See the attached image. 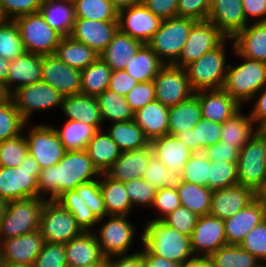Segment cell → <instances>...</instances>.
<instances>
[{
  "label": "cell",
  "instance_id": "obj_42",
  "mask_svg": "<svg viewBox=\"0 0 266 267\" xmlns=\"http://www.w3.org/2000/svg\"><path fill=\"white\" fill-rule=\"evenodd\" d=\"M240 110L221 124L220 141L228 145H237L241 149L255 134L253 120L240 114Z\"/></svg>",
  "mask_w": 266,
  "mask_h": 267
},
{
  "label": "cell",
  "instance_id": "obj_25",
  "mask_svg": "<svg viewBox=\"0 0 266 267\" xmlns=\"http://www.w3.org/2000/svg\"><path fill=\"white\" fill-rule=\"evenodd\" d=\"M194 95L198 98L202 118L209 121L222 124L241 109V105L223 88L200 90Z\"/></svg>",
  "mask_w": 266,
  "mask_h": 267
},
{
  "label": "cell",
  "instance_id": "obj_15",
  "mask_svg": "<svg viewBox=\"0 0 266 267\" xmlns=\"http://www.w3.org/2000/svg\"><path fill=\"white\" fill-rule=\"evenodd\" d=\"M110 219L104 223L95 236L103 255L115 257L126 255L132 243L135 231L126 216L110 215Z\"/></svg>",
  "mask_w": 266,
  "mask_h": 267
},
{
  "label": "cell",
  "instance_id": "obj_50",
  "mask_svg": "<svg viewBox=\"0 0 266 267\" xmlns=\"http://www.w3.org/2000/svg\"><path fill=\"white\" fill-rule=\"evenodd\" d=\"M207 178V187L212 191L237 185V162L210 161Z\"/></svg>",
  "mask_w": 266,
  "mask_h": 267
},
{
  "label": "cell",
  "instance_id": "obj_46",
  "mask_svg": "<svg viewBox=\"0 0 266 267\" xmlns=\"http://www.w3.org/2000/svg\"><path fill=\"white\" fill-rule=\"evenodd\" d=\"M213 267H259L263 263L240 245H225L208 257Z\"/></svg>",
  "mask_w": 266,
  "mask_h": 267
},
{
  "label": "cell",
  "instance_id": "obj_13",
  "mask_svg": "<svg viewBox=\"0 0 266 267\" xmlns=\"http://www.w3.org/2000/svg\"><path fill=\"white\" fill-rule=\"evenodd\" d=\"M63 98L57 90L43 81L21 87L12 93L15 107L26 122L36 110H48L61 106Z\"/></svg>",
  "mask_w": 266,
  "mask_h": 267
},
{
  "label": "cell",
  "instance_id": "obj_14",
  "mask_svg": "<svg viewBox=\"0 0 266 267\" xmlns=\"http://www.w3.org/2000/svg\"><path fill=\"white\" fill-rule=\"evenodd\" d=\"M25 139L28 153L38 162L41 169L57 164L66 152L59 134L49 125L33 126Z\"/></svg>",
  "mask_w": 266,
  "mask_h": 267
},
{
  "label": "cell",
  "instance_id": "obj_8",
  "mask_svg": "<svg viewBox=\"0 0 266 267\" xmlns=\"http://www.w3.org/2000/svg\"><path fill=\"white\" fill-rule=\"evenodd\" d=\"M14 22L25 52L43 56L55 54L63 36L46 23L40 12L19 16Z\"/></svg>",
  "mask_w": 266,
  "mask_h": 267
},
{
  "label": "cell",
  "instance_id": "obj_49",
  "mask_svg": "<svg viewBox=\"0 0 266 267\" xmlns=\"http://www.w3.org/2000/svg\"><path fill=\"white\" fill-rule=\"evenodd\" d=\"M142 178L156 189H177L182 183L181 173L167 169L154 154L150 157Z\"/></svg>",
  "mask_w": 266,
  "mask_h": 267
},
{
  "label": "cell",
  "instance_id": "obj_35",
  "mask_svg": "<svg viewBox=\"0 0 266 267\" xmlns=\"http://www.w3.org/2000/svg\"><path fill=\"white\" fill-rule=\"evenodd\" d=\"M164 65L156 53L147 44H143L134 58L126 62L124 71L138 83L149 82L154 80Z\"/></svg>",
  "mask_w": 266,
  "mask_h": 267
},
{
  "label": "cell",
  "instance_id": "obj_34",
  "mask_svg": "<svg viewBox=\"0 0 266 267\" xmlns=\"http://www.w3.org/2000/svg\"><path fill=\"white\" fill-rule=\"evenodd\" d=\"M39 12L46 23L63 37L70 35L75 22L74 3L43 0Z\"/></svg>",
  "mask_w": 266,
  "mask_h": 267
},
{
  "label": "cell",
  "instance_id": "obj_71",
  "mask_svg": "<svg viewBox=\"0 0 266 267\" xmlns=\"http://www.w3.org/2000/svg\"><path fill=\"white\" fill-rule=\"evenodd\" d=\"M113 6L119 11L126 7H131L143 2V0H109Z\"/></svg>",
  "mask_w": 266,
  "mask_h": 267
},
{
  "label": "cell",
  "instance_id": "obj_65",
  "mask_svg": "<svg viewBox=\"0 0 266 267\" xmlns=\"http://www.w3.org/2000/svg\"><path fill=\"white\" fill-rule=\"evenodd\" d=\"M142 3L161 20L178 16V0H143Z\"/></svg>",
  "mask_w": 266,
  "mask_h": 267
},
{
  "label": "cell",
  "instance_id": "obj_63",
  "mask_svg": "<svg viewBox=\"0 0 266 267\" xmlns=\"http://www.w3.org/2000/svg\"><path fill=\"white\" fill-rule=\"evenodd\" d=\"M211 0H178V17L207 20Z\"/></svg>",
  "mask_w": 266,
  "mask_h": 267
},
{
  "label": "cell",
  "instance_id": "obj_53",
  "mask_svg": "<svg viewBox=\"0 0 266 267\" xmlns=\"http://www.w3.org/2000/svg\"><path fill=\"white\" fill-rule=\"evenodd\" d=\"M28 155V145L25 136L0 142V167H18Z\"/></svg>",
  "mask_w": 266,
  "mask_h": 267
},
{
  "label": "cell",
  "instance_id": "obj_21",
  "mask_svg": "<svg viewBox=\"0 0 266 267\" xmlns=\"http://www.w3.org/2000/svg\"><path fill=\"white\" fill-rule=\"evenodd\" d=\"M257 198V193L250 187L234 185L212 193L209 215L225 220L248 206Z\"/></svg>",
  "mask_w": 266,
  "mask_h": 267
},
{
  "label": "cell",
  "instance_id": "obj_76",
  "mask_svg": "<svg viewBox=\"0 0 266 267\" xmlns=\"http://www.w3.org/2000/svg\"><path fill=\"white\" fill-rule=\"evenodd\" d=\"M257 197L266 204V180L264 186L258 191Z\"/></svg>",
  "mask_w": 266,
  "mask_h": 267
},
{
  "label": "cell",
  "instance_id": "obj_38",
  "mask_svg": "<svg viewBox=\"0 0 266 267\" xmlns=\"http://www.w3.org/2000/svg\"><path fill=\"white\" fill-rule=\"evenodd\" d=\"M202 119L198 98L192 95L186 101L169 107L168 134L175 136L179 132L192 129Z\"/></svg>",
  "mask_w": 266,
  "mask_h": 267
},
{
  "label": "cell",
  "instance_id": "obj_79",
  "mask_svg": "<svg viewBox=\"0 0 266 267\" xmlns=\"http://www.w3.org/2000/svg\"><path fill=\"white\" fill-rule=\"evenodd\" d=\"M3 267H33V266H20V265H13V264L4 263Z\"/></svg>",
  "mask_w": 266,
  "mask_h": 267
},
{
  "label": "cell",
  "instance_id": "obj_32",
  "mask_svg": "<svg viewBox=\"0 0 266 267\" xmlns=\"http://www.w3.org/2000/svg\"><path fill=\"white\" fill-rule=\"evenodd\" d=\"M61 108L69 120H79L88 125H101V111L94 96L76 94L65 96Z\"/></svg>",
  "mask_w": 266,
  "mask_h": 267
},
{
  "label": "cell",
  "instance_id": "obj_1",
  "mask_svg": "<svg viewBox=\"0 0 266 267\" xmlns=\"http://www.w3.org/2000/svg\"><path fill=\"white\" fill-rule=\"evenodd\" d=\"M99 176L86 150L66 151L63 158L47 168L41 169L38 178V197L50 193L47 200L54 201L62 193L74 190L80 184L88 183ZM93 176V177H92Z\"/></svg>",
  "mask_w": 266,
  "mask_h": 267
},
{
  "label": "cell",
  "instance_id": "obj_2",
  "mask_svg": "<svg viewBox=\"0 0 266 267\" xmlns=\"http://www.w3.org/2000/svg\"><path fill=\"white\" fill-rule=\"evenodd\" d=\"M142 241L144 248L153 255L173 262L184 265L197 258L191 247V237L169 227L162 220L148 222L142 234Z\"/></svg>",
  "mask_w": 266,
  "mask_h": 267
},
{
  "label": "cell",
  "instance_id": "obj_19",
  "mask_svg": "<svg viewBox=\"0 0 266 267\" xmlns=\"http://www.w3.org/2000/svg\"><path fill=\"white\" fill-rule=\"evenodd\" d=\"M44 243L39 229L12 239L0 240L3 262L20 266H33Z\"/></svg>",
  "mask_w": 266,
  "mask_h": 267
},
{
  "label": "cell",
  "instance_id": "obj_9",
  "mask_svg": "<svg viewBox=\"0 0 266 267\" xmlns=\"http://www.w3.org/2000/svg\"><path fill=\"white\" fill-rule=\"evenodd\" d=\"M39 230L45 242L59 244H66L83 232L74 216L55 200L45 201Z\"/></svg>",
  "mask_w": 266,
  "mask_h": 267
},
{
  "label": "cell",
  "instance_id": "obj_51",
  "mask_svg": "<svg viewBox=\"0 0 266 267\" xmlns=\"http://www.w3.org/2000/svg\"><path fill=\"white\" fill-rule=\"evenodd\" d=\"M24 52L20 32L14 20L0 24V56L12 61Z\"/></svg>",
  "mask_w": 266,
  "mask_h": 267
},
{
  "label": "cell",
  "instance_id": "obj_43",
  "mask_svg": "<svg viewBox=\"0 0 266 267\" xmlns=\"http://www.w3.org/2000/svg\"><path fill=\"white\" fill-rule=\"evenodd\" d=\"M111 68L99 57L87 68L81 70L80 94L98 96L109 87Z\"/></svg>",
  "mask_w": 266,
  "mask_h": 267
},
{
  "label": "cell",
  "instance_id": "obj_74",
  "mask_svg": "<svg viewBox=\"0 0 266 267\" xmlns=\"http://www.w3.org/2000/svg\"><path fill=\"white\" fill-rule=\"evenodd\" d=\"M11 100V91L8 89L7 85L3 81H0V104Z\"/></svg>",
  "mask_w": 266,
  "mask_h": 267
},
{
  "label": "cell",
  "instance_id": "obj_40",
  "mask_svg": "<svg viewBox=\"0 0 266 267\" xmlns=\"http://www.w3.org/2000/svg\"><path fill=\"white\" fill-rule=\"evenodd\" d=\"M101 125H88L79 120H68L62 129L55 128L66 151L86 150L89 141Z\"/></svg>",
  "mask_w": 266,
  "mask_h": 267
},
{
  "label": "cell",
  "instance_id": "obj_48",
  "mask_svg": "<svg viewBox=\"0 0 266 267\" xmlns=\"http://www.w3.org/2000/svg\"><path fill=\"white\" fill-rule=\"evenodd\" d=\"M75 18L118 21V10L109 0H76Z\"/></svg>",
  "mask_w": 266,
  "mask_h": 267
},
{
  "label": "cell",
  "instance_id": "obj_78",
  "mask_svg": "<svg viewBox=\"0 0 266 267\" xmlns=\"http://www.w3.org/2000/svg\"><path fill=\"white\" fill-rule=\"evenodd\" d=\"M6 21H7V18L5 17V15L2 12L1 4H0V24L4 23Z\"/></svg>",
  "mask_w": 266,
  "mask_h": 267
},
{
  "label": "cell",
  "instance_id": "obj_60",
  "mask_svg": "<svg viewBox=\"0 0 266 267\" xmlns=\"http://www.w3.org/2000/svg\"><path fill=\"white\" fill-rule=\"evenodd\" d=\"M133 113L156 100L155 87L153 81L138 83L126 96Z\"/></svg>",
  "mask_w": 266,
  "mask_h": 267
},
{
  "label": "cell",
  "instance_id": "obj_37",
  "mask_svg": "<svg viewBox=\"0 0 266 267\" xmlns=\"http://www.w3.org/2000/svg\"><path fill=\"white\" fill-rule=\"evenodd\" d=\"M55 55L65 64L80 71L99 58V54L95 50L70 36L62 37Z\"/></svg>",
  "mask_w": 266,
  "mask_h": 267
},
{
  "label": "cell",
  "instance_id": "obj_75",
  "mask_svg": "<svg viewBox=\"0 0 266 267\" xmlns=\"http://www.w3.org/2000/svg\"><path fill=\"white\" fill-rule=\"evenodd\" d=\"M255 135L262 141L263 150L266 156V133L261 128H256Z\"/></svg>",
  "mask_w": 266,
  "mask_h": 267
},
{
  "label": "cell",
  "instance_id": "obj_26",
  "mask_svg": "<svg viewBox=\"0 0 266 267\" xmlns=\"http://www.w3.org/2000/svg\"><path fill=\"white\" fill-rule=\"evenodd\" d=\"M152 155L151 144L141 149L123 151L105 174L120 182L141 179Z\"/></svg>",
  "mask_w": 266,
  "mask_h": 267
},
{
  "label": "cell",
  "instance_id": "obj_20",
  "mask_svg": "<svg viewBox=\"0 0 266 267\" xmlns=\"http://www.w3.org/2000/svg\"><path fill=\"white\" fill-rule=\"evenodd\" d=\"M119 30L118 21L75 18L70 37L100 54Z\"/></svg>",
  "mask_w": 266,
  "mask_h": 267
},
{
  "label": "cell",
  "instance_id": "obj_6",
  "mask_svg": "<svg viewBox=\"0 0 266 267\" xmlns=\"http://www.w3.org/2000/svg\"><path fill=\"white\" fill-rule=\"evenodd\" d=\"M224 43L184 67L194 92L223 88L228 68Z\"/></svg>",
  "mask_w": 266,
  "mask_h": 267
},
{
  "label": "cell",
  "instance_id": "obj_33",
  "mask_svg": "<svg viewBox=\"0 0 266 267\" xmlns=\"http://www.w3.org/2000/svg\"><path fill=\"white\" fill-rule=\"evenodd\" d=\"M175 136L194 153L203 152L205 148L220 142L221 124L202 118L194 128Z\"/></svg>",
  "mask_w": 266,
  "mask_h": 267
},
{
  "label": "cell",
  "instance_id": "obj_5",
  "mask_svg": "<svg viewBox=\"0 0 266 267\" xmlns=\"http://www.w3.org/2000/svg\"><path fill=\"white\" fill-rule=\"evenodd\" d=\"M46 198H27L7 202L0 222V240H8L39 229Z\"/></svg>",
  "mask_w": 266,
  "mask_h": 267
},
{
  "label": "cell",
  "instance_id": "obj_17",
  "mask_svg": "<svg viewBox=\"0 0 266 267\" xmlns=\"http://www.w3.org/2000/svg\"><path fill=\"white\" fill-rule=\"evenodd\" d=\"M41 81L57 90L63 97L80 94L81 71L62 62L55 54L44 55Z\"/></svg>",
  "mask_w": 266,
  "mask_h": 267
},
{
  "label": "cell",
  "instance_id": "obj_73",
  "mask_svg": "<svg viewBox=\"0 0 266 267\" xmlns=\"http://www.w3.org/2000/svg\"><path fill=\"white\" fill-rule=\"evenodd\" d=\"M9 66H10V61L0 56V81H3L5 84L10 69Z\"/></svg>",
  "mask_w": 266,
  "mask_h": 267
},
{
  "label": "cell",
  "instance_id": "obj_62",
  "mask_svg": "<svg viewBox=\"0 0 266 267\" xmlns=\"http://www.w3.org/2000/svg\"><path fill=\"white\" fill-rule=\"evenodd\" d=\"M180 205L181 203L177 189L166 187L157 189L152 206L159 210V212L162 213V216L153 220H163L168 214H170Z\"/></svg>",
  "mask_w": 266,
  "mask_h": 267
},
{
  "label": "cell",
  "instance_id": "obj_18",
  "mask_svg": "<svg viewBox=\"0 0 266 267\" xmlns=\"http://www.w3.org/2000/svg\"><path fill=\"white\" fill-rule=\"evenodd\" d=\"M227 245L223 220L211 215L199 216L191 235L193 253L198 258H208L222 246Z\"/></svg>",
  "mask_w": 266,
  "mask_h": 267
},
{
  "label": "cell",
  "instance_id": "obj_44",
  "mask_svg": "<svg viewBox=\"0 0 266 267\" xmlns=\"http://www.w3.org/2000/svg\"><path fill=\"white\" fill-rule=\"evenodd\" d=\"M177 192L182 206L198 216L209 215L213 191L208 187L182 181Z\"/></svg>",
  "mask_w": 266,
  "mask_h": 267
},
{
  "label": "cell",
  "instance_id": "obj_39",
  "mask_svg": "<svg viewBox=\"0 0 266 267\" xmlns=\"http://www.w3.org/2000/svg\"><path fill=\"white\" fill-rule=\"evenodd\" d=\"M100 175L105 177L100 181V188L107 215L127 216L133 207L125 183L113 180L105 173Z\"/></svg>",
  "mask_w": 266,
  "mask_h": 267
},
{
  "label": "cell",
  "instance_id": "obj_58",
  "mask_svg": "<svg viewBox=\"0 0 266 267\" xmlns=\"http://www.w3.org/2000/svg\"><path fill=\"white\" fill-rule=\"evenodd\" d=\"M240 246L258 260H266V218L244 237Z\"/></svg>",
  "mask_w": 266,
  "mask_h": 267
},
{
  "label": "cell",
  "instance_id": "obj_29",
  "mask_svg": "<svg viewBox=\"0 0 266 267\" xmlns=\"http://www.w3.org/2000/svg\"><path fill=\"white\" fill-rule=\"evenodd\" d=\"M168 117L169 107L154 100L136 111L133 121L143 130L145 137L151 142L168 134Z\"/></svg>",
  "mask_w": 266,
  "mask_h": 267
},
{
  "label": "cell",
  "instance_id": "obj_77",
  "mask_svg": "<svg viewBox=\"0 0 266 267\" xmlns=\"http://www.w3.org/2000/svg\"><path fill=\"white\" fill-rule=\"evenodd\" d=\"M7 202L5 200H3L2 198H0V222L3 218V214L6 208Z\"/></svg>",
  "mask_w": 266,
  "mask_h": 267
},
{
  "label": "cell",
  "instance_id": "obj_64",
  "mask_svg": "<svg viewBox=\"0 0 266 267\" xmlns=\"http://www.w3.org/2000/svg\"><path fill=\"white\" fill-rule=\"evenodd\" d=\"M240 149L237 145L224 144L222 141L207 147L203 150V154L210 161H228L237 162L239 158Z\"/></svg>",
  "mask_w": 266,
  "mask_h": 267
},
{
  "label": "cell",
  "instance_id": "obj_4",
  "mask_svg": "<svg viewBox=\"0 0 266 267\" xmlns=\"http://www.w3.org/2000/svg\"><path fill=\"white\" fill-rule=\"evenodd\" d=\"M41 168L28 153L18 167H0V198L6 202L38 197Z\"/></svg>",
  "mask_w": 266,
  "mask_h": 267
},
{
  "label": "cell",
  "instance_id": "obj_12",
  "mask_svg": "<svg viewBox=\"0 0 266 267\" xmlns=\"http://www.w3.org/2000/svg\"><path fill=\"white\" fill-rule=\"evenodd\" d=\"M226 39L209 20L196 21L192 25L181 55L173 65L184 68L206 52L218 47Z\"/></svg>",
  "mask_w": 266,
  "mask_h": 267
},
{
  "label": "cell",
  "instance_id": "obj_16",
  "mask_svg": "<svg viewBox=\"0 0 266 267\" xmlns=\"http://www.w3.org/2000/svg\"><path fill=\"white\" fill-rule=\"evenodd\" d=\"M161 19L143 3L118 11L119 30L147 44L160 27Z\"/></svg>",
  "mask_w": 266,
  "mask_h": 267
},
{
  "label": "cell",
  "instance_id": "obj_72",
  "mask_svg": "<svg viewBox=\"0 0 266 267\" xmlns=\"http://www.w3.org/2000/svg\"><path fill=\"white\" fill-rule=\"evenodd\" d=\"M183 267H213L208 258H195L192 261L186 262Z\"/></svg>",
  "mask_w": 266,
  "mask_h": 267
},
{
  "label": "cell",
  "instance_id": "obj_61",
  "mask_svg": "<svg viewBox=\"0 0 266 267\" xmlns=\"http://www.w3.org/2000/svg\"><path fill=\"white\" fill-rule=\"evenodd\" d=\"M42 2L43 0H0L2 12L7 20L39 12Z\"/></svg>",
  "mask_w": 266,
  "mask_h": 267
},
{
  "label": "cell",
  "instance_id": "obj_7",
  "mask_svg": "<svg viewBox=\"0 0 266 267\" xmlns=\"http://www.w3.org/2000/svg\"><path fill=\"white\" fill-rule=\"evenodd\" d=\"M195 22L193 19L178 16L162 20L159 29L147 45L164 64H174L181 55ZM163 57L168 58V61H164Z\"/></svg>",
  "mask_w": 266,
  "mask_h": 267
},
{
  "label": "cell",
  "instance_id": "obj_55",
  "mask_svg": "<svg viewBox=\"0 0 266 267\" xmlns=\"http://www.w3.org/2000/svg\"><path fill=\"white\" fill-rule=\"evenodd\" d=\"M84 203L91 209L95 217L101 222L107 215L100 188V179L80 184L74 189Z\"/></svg>",
  "mask_w": 266,
  "mask_h": 267
},
{
  "label": "cell",
  "instance_id": "obj_66",
  "mask_svg": "<svg viewBox=\"0 0 266 267\" xmlns=\"http://www.w3.org/2000/svg\"><path fill=\"white\" fill-rule=\"evenodd\" d=\"M137 84L138 82L127 72L116 70L111 73L108 89L125 97Z\"/></svg>",
  "mask_w": 266,
  "mask_h": 267
},
{
  "label": "cell",
  "instance_id": "obj_69",
  "mask_svg": "<svg viewBox=\"0 0 266 267\" xmlns=\"http://www.w3.org/2000/svg\"><path fill=\"white\" fill-rule=\"evenodd\" d=\"M260 97L256 101L255 107L253 111H251L250 116L253 122L258 123L259 126L256 128H260L266 122V86L259 93Z\"/></svg>",
  "mask_w": 266,
  "mask_h": 267
},
{
  "label": "cell",
  "instance_id": "obj_3",
  "mask_svg": "<svg viewBox=\"0 0 266 267\" xmlns=\"http://www.w3.org/2000/svg\"><path fill=\"white\" fill-rule=\"evenodd\" d=\"M236 54L245 62L236 67L228 65L223 89L241 105L266 86V62Z\"/></svg>",
  "mask_w": 266,
  "mask_h": 267
},
{
  "label": "cell",
  "instance_id": "obj_56",
  "mask_svg": "<svg viewBox=\"0 0 266 267\" xmlns=\"http://www.w3.org/2000/svg\"><path fill=\"white\" fill-rule=\"evenodd\" d=\"M124 183L126 193L131 200L132 207H134L135 204L141 206L143 205V207L153 205L157 190L153 185L149 184L143 178L132 179Z\"/></svg>",
  "mask_w": 266,
  "mask_h": 267
},
{
  "label": "cell",
  "instance_id": "obj_23",
  "mask_svg": "<svg viewBox=\"0 0 266 267\" xmlns=\"http://www.w3.org/2000/svg\"><path fill=\"white\" fill-rule=\"evenodd\" d=\"M265 218V204L257 197L235 215L223 220L227 244L240 245L244 237Z\"/></svg>",
  "mask_w": 266,
  "mask_h": 267
},
{
  "label": "cell",
  "instance_id": "obj_22",
  "mask_svg": "<svg viewBox=\"0 0 266 267\" xmlns=\"http://www.w3.org/2000/svg\"><path fill=\"white\" fill-rule=\"evenodd\" d=\"M207 20L228 39L247 26L242 0H211Z\"/></svg>",
  "mask_w": 266,
  "mask_h": 267
},
{
  "label": "cell",
  "instance_id": "obj_31",
  "mask_svg": "<svg viewBox=\"0 0 266 267\" xmlns=\"http://www.w3.org/2000/svg\"><path fill=\"white\" fill-rule=\"evenodd\" d=\"M142 45L141 41L118 30L113 40L99 54V57L112 71L124 70L126 62L134 58V55Z\"/></svg>",
  "mask_w": 266,
  "mask_h": 267
},
{
  "label": "cell",
  "instance_id": "obj_68",
  "mask_svg": "<svg viewBox=\"0 0 266 267\" xmlns=\"http://www.w3.org/2000/svg\"><path fill=\"white\" fill-rule=\"evenodd\" d=\"M243 11L248 21L249 17H260L263 19L257 20V22H266V0H242Z\"/></svg>",
  "mask_w": 266,
  "mask_h": 267
},
{
  "label": "cell",
  "instance_id": "obj_70",
  "mask_svg": "<svg viewBox=\"0 0 266 267\" xmlns=\"http://www.w3.org/2000/svg\"><path fill=\"white\" fill-rule=\"evenodd\" d=\"M141 253L144 255L145 267H183V264L167 260L163 257L153 255L147 248Z\"/></svg>",
  "mask_w": 266,
  "mask_h": 267
},
{
  "label": "cell",
  "instance_id": "obj_59",
  "mask_svg": "<svg viewBox=\"0 0 266 267\" xmlns=\"http://www.w3.org/2000/svg\"><path fill=\"white\" fill-rule=\"evenodd\" d=\"M33 267H68L64 244L45 242Z\"/></svg>",
  "mask_w": 266,
  "mask_h": 267
},
{
  "label": "cell",
  "instance_id": "obj_28",
  "mask_svg": "<svg viewBox=\"0 0 266 267\" xmlns=\"http://www.w3.org/2000/svg\"><path fill=\"white\" fill-rule=\"evenodd\" d=\"M153 154L167 169L181 173L184 165L194 153L176 136L163 135L150 142Z\"/></svg>",
  "mask_w": 266,
  "mask_h": 267
},
{
  "label": "cell",
  "instance_id": "obj_52",
  "mask_svg": "<svg viewBox=\"0 0 266 267\" xmlns=\"http://www.w3.org/2000/svg\"><path fill=\"white\" fill-rule=\"evenodd\" d=\"M28 126L13 100L0 104V142L21 135L22 128Z\"/></svg>",
  "mask_w": 266,
  "mask_h": 267
},
{
  "label": "cell",
  "instance_id": "obj_36",
  "mask_svg": "<svg viewBox=\"0 0 266 267\" xmlns=\"http://www.w3.org/2000/svg\"><path fill=\"white\" fill-rule=\"evenodd\" d=\"M86 152L99 173H105L119 158L121 150L110 135L102 134L101 129L89 141Z\"/></svg>",
  "mask_w": 266,
  "mask_h": 267
},
{
  "label": "cell",
  "instance_id": "obj_80",
  "mask_svg": "<svg viewBox=\"0 0 266 267\" xmlns=\"http://www.w3.org/2000/svg\"><path fill=\"white\" fill-rule=\"evenodd\" d=\"M3 257H2V253H1V249H0V267H3Z\"/></svg>",
  "mask_w": 266,
  "mask_h": 267
},
{
  "label": "cell",
  "instance_id": "obj_54",
  "mask_svg": "<svg viewBox=\"0 0 266 267\" xmlns=\"http://www.w3.org/2000/svg\"><path fill=\"white\" fill-rule=\"evenodd\" d=\"M210 160L202 153L195 152L184 165L182 181L207 187Z\"/></svg>",
  "mask_w": 266,
  "mask_h": 267
},
{
  "label": "cell",
  "instance_id": "obj_30",
  "mask_svg": "<svg viewBox=\"0 0 266 267\" xmlns=\"http://www.w3.org/2000/svg\"><path fill=\"white\" fill-rule=\"evenodd\" d=\"M232 39L235 51L242 57L266 62V22L247 25Z\"/></svg>",
  "mask_w": 266,
  "mask_h": 267
},
{
  "label": "cell",
  "instance_id": "obj_11",
  "mask_svg": "<svg viewBox=\"0 0 266 267\" xmlns=\"http://www.w3.org/2000/svg\"><path fill=\"white\" fill-rule=\"evenodd\" d=\"M156 100L171 107L194 95L184 68L165 64L154 78Z\"/></svg>",
  "mask_w": 266,
  "mask_h": 267
},
{
  "label": "cell",
  "instance_id": "obj_57",
  "mask_svg": "<svg viewBox=\"0 0 266 267\" xmlns=\"http://www.w3.org/2000/svg\"><path fill=\"white\" fill-rule=\"evenodd\" d=\"M198 218L199 216L196 213L180 205L162 221L178 232L191 237Z\"/></svg>",
  "mask_w": 266,
  "mask_h": 267
},
{
  "label": "cell",
  "instance_id": "obj_27",
  "mask_svg": "<svg viewBox=\"0 0 266 267\" xmlns=\"http://www.w3.org/2000/svg\"><path fill=\"white\" fill-rule=\"evenodd\" d=\"M43 55L24 52L10 61V69L6 80L8 89L15 90L41 81ZM16 83L12 89L11 84Z\"/></svg>",
  "mask_w": 266,
  "mask_h": 267
},
{
  "label": "cell",
  "instance_id": "obj_41",
  "mask_svg": "<svg viewBox=\"0 0 266 267\" xmlns=\"http://www.w3.org/2000/svg\"><path fill=\"white\" fill-rule=\"evenodd\" d=\"M108 134L122 152L141 149L150 144L143 130L133 120L114 122Z\"/></svg>",
  "mask_w": 266,
  "mask_h": 267
},
{
  "label": "cell",
  "instance_id": "obj_67",
  "mask_svg": "<svg viewBox=\"0 0 266 267\" xmlns=\"http://www.w3.org/2000/svg\"><path fill=\"white\" fill-rule=\"evenodd\" d=\"M117 260H113L112 256L106 258L105 267H145L144 255L137 252L131 255H119Z\"/></svg>",
  "mask_w": 266,
  "mask_h": 267
},
{
  "label": "cell",
  "instance_id": "obj_47",
  "mask_svg": "<svg viewBox=\"0 0 266 267\" xmlns=\"http://www.w3.org/2000/svg\"><path fill=\"white\" fill-rule=\"evenodd\" d=\"M55 201L74 216L83 232H89V228L99 221L75 190L65 191Z\"/></svg>",
  "mask_w": 266,
  "mask_h": 267
},
{
  "label": "cell",
  "instance_id": "obj_45",
  "mask_svg": "<svg viewBox=\"0 0 266 267\" xmlns=\"http://www.w3.org/2000/svg\"><path fill=\"white\" fill-rule=\"evenodd\" d=\"M96 99L101 111L102 122L107 119L113 122L133 120L134 113L124 96L106 89L102 94L96 96Z\"/></svg>",
  "mask_w": 266,
  "mask_h": 267
},
{
  "label": "cell",
  "instance_id": "obj_10",
  "mask_svg": "<svg viewBox=\"0 0 266 267\" xmlns=\"http://www.w3.org/2000/svg\"><path fill=\"white\" fill-rule=\"evenodd\" d=\"M238 184L252 188L256 193L266 180V156L262 141L254 136L240 149L237 161Z\"/></svg>",
  "mask_w": 266,
  "mask_h": 267
},
{
  "label": "cell",
  "instance_id": "obj_24",
  "mask_svg": "<svg viewBox=\"0 0 266 267\" xmlns=\"http://www.w3.org/2000/svg\"><path fill=\"white\" fill-rule=\"evenodd\" d=\"M68 267H92L105 265L103 255L94 233L82 232L64 244Z\"/></svg>",
  "mask_w": 266,
  "mask_h": 267
}]
</instances>
